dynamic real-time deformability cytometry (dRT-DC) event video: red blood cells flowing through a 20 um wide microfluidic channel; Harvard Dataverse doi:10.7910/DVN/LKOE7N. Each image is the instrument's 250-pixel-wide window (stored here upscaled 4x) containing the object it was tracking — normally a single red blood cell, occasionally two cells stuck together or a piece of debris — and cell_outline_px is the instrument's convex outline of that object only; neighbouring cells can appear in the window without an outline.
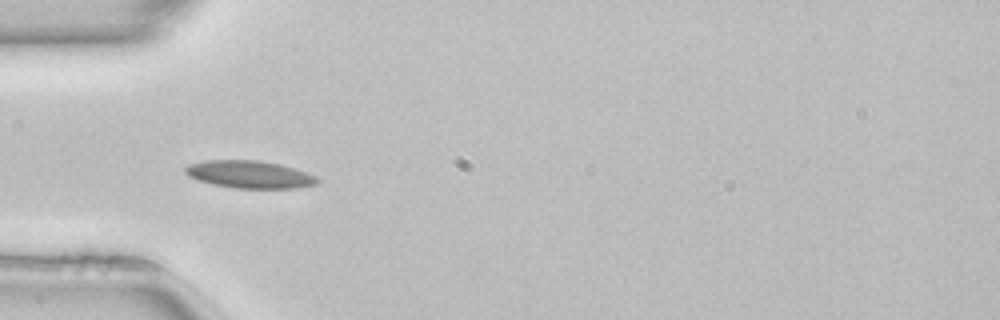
{"species": "common noctule bat (a hibernating species)", "species_latin": "Nyctalus noctula", "temperature_condition": "room temperature", "stored_images_in_passage": 50, "camera_frame_rate_fps": 3000, "um_per_image_px": 0.085, "animal": {"sex": "female", "body_mass_g": 22.7, "forearm_length_mm": 54.2}, "frame": {"image": 1, "passage_image": 15, "time_ms": 4.667, "image_size_px": [1000, 320], "cell_outline_px": [[320, 180], [316, 184], [296, 188], [236, 188], [212, 184], [188, 176], [184, 172], [184, 168], [188, 164], [204, 160], [260, 160], [280, 164], [316, 176]], "centroid_in_image_um": [21.18, 14.82], "position_along_channel_um": 63.8, "area_um2": 21.1}, "authors_computed_cell_mechanics": {"area_um2": 19.3341, "velocity_mm_per_s": 4.0175, "shape_relaxation_time_tau1_ms": null, "shape_relaxation_time_tau2_ms": 7.4247, "deformation_change_tau1": null, "deformation_change_tau2": 0.1444}}